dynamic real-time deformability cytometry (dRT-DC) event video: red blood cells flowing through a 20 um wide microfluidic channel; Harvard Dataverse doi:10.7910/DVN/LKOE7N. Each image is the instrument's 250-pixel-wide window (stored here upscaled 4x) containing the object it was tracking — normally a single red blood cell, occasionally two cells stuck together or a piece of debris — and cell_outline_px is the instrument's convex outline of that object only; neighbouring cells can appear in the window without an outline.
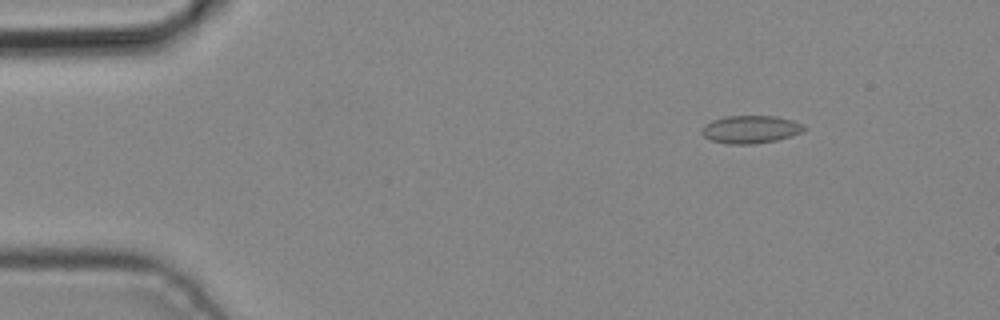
{"species": "common noctule bat (a hibernating species)", "species_latin": "Nyctalus noctula", "temperature_condition": "cold", "stored_images_in_passage": 5, "camera_frame_rate_fps": 3000, "um_per_image_px": 0.085, "animal": {"sex": "male", "body_mass_g": 19.2, "forearm_length_mm": 51.8}, "frame": {"image": 1, "passage_image": 2, "time_ms": 0.333, "image_size_px": [1000, 320], "cell_outline_px": [[808, 128], [792, 136], [776, 140], [752, 144], [728, 144], [712, 140], [704, 136], [700, 132], [704, 124], [712, 120], [724, 116], [776, 116], [792, 120], [804, 124]], "centroid_in_image_um": [63.8, 10.99], "position_along_channel_um": 21.2, "area_um2": 16.65}}
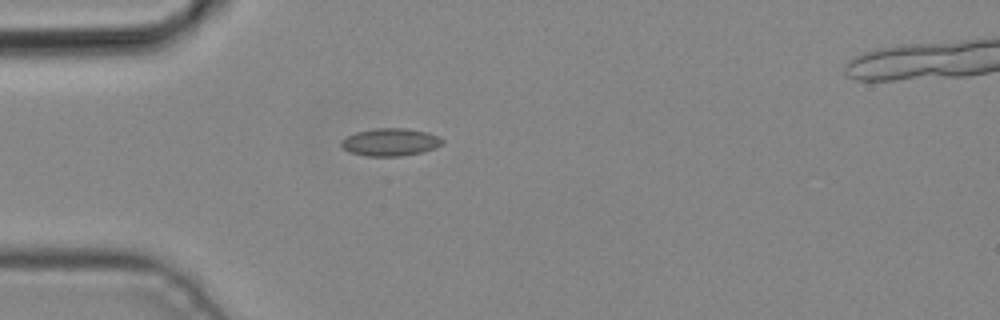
{"frame": {"image": 2, "passage_image": 4, "time_ms": 1.0, "image_size_px": [1000, 320], "cell_outline_px": [[444, 144], [436, 148], [424, 152], [400, 156], [364, 156], [348, 152], [340, 144], [348, 136], [356, 132], [376, 128], [404, 128], [428, 132], [444, 140]], "centroid_in_image_um": [33.21, 12.09], "position_along_channel_um": 51.8, "area_um2": 16.3}}